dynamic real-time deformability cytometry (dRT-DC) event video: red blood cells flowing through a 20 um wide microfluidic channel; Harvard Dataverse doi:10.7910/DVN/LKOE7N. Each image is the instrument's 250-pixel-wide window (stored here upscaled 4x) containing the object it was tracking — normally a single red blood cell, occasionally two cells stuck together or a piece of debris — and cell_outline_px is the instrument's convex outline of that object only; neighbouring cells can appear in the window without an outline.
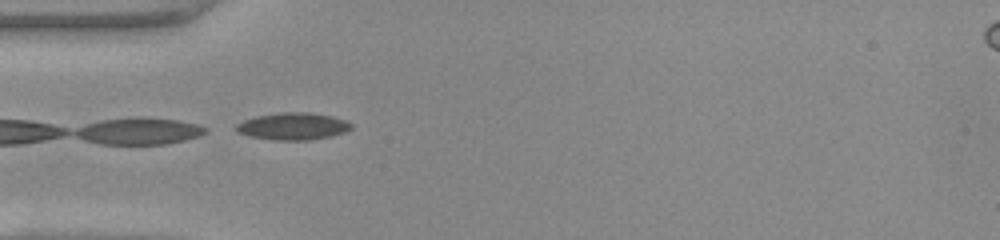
{"species": "common noctule bat (a hibernating species)", "species_latin": "Nyctalus noctula", "temperature_condition": "warm", "stored_images_in_passage": 3, "camera_frame_rate_fps": 3000, "um_per_image_px": 0.085, "animal": {"sex": "female", "body_mass_g": 22.0, "forearm_length_mm": 56.7}, "frame": {"image": 1, "passage_image": 1, "time_ms": 0.0, "image_size_px": [1000, 240], "cell_outline_px": [[352, 128], [344, 132], [332, 136], [308, 140], [272, 140], [252, 136], [236, 132], [236, 124], [244, 120], [256, 116], [280, 112], [312, 112], [332, 116], [344, 120], [352, 124]], "centroid_in_image_um": [24.91, 10.73], "position_along_channel_um": 60.1, "area_um2": 18.21}}